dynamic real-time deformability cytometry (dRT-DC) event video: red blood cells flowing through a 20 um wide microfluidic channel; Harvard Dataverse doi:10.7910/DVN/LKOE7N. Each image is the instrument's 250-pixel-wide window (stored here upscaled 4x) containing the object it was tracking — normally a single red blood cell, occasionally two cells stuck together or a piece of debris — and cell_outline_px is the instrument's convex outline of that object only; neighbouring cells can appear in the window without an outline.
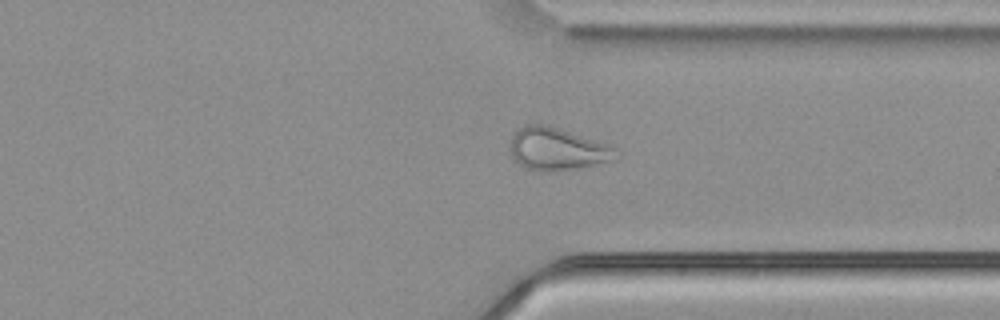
{"species": "common noctule bat (a hibernating species)", "species_latin": "Nyctalus noctula", "temperature_condition": "cold", "stored_images_in_passage": 40, "camera_frame_rate_fps": 3000, "um_per_image_px": 0.085, "animal": {"sex": "male", "body_mass_g": 21.5, "forearm_length_mm": 52.0}, "frame": {"image": 1, "passage_image": 34, "time_ms": 11.0, "image_size_px": [1000, 320], "cell_outline_px": [[616, 148], [612, 160], [576, 168], [552, 172], [544, 172], [524, 168], [512, 156], [508, 148], [512, 136], [520, 128], [528, 124], [544, 124]], "centroid_in_image_um": [47.24, 12.69], "position_along_channel_um": 364.2, "area_um2": 25.43}}